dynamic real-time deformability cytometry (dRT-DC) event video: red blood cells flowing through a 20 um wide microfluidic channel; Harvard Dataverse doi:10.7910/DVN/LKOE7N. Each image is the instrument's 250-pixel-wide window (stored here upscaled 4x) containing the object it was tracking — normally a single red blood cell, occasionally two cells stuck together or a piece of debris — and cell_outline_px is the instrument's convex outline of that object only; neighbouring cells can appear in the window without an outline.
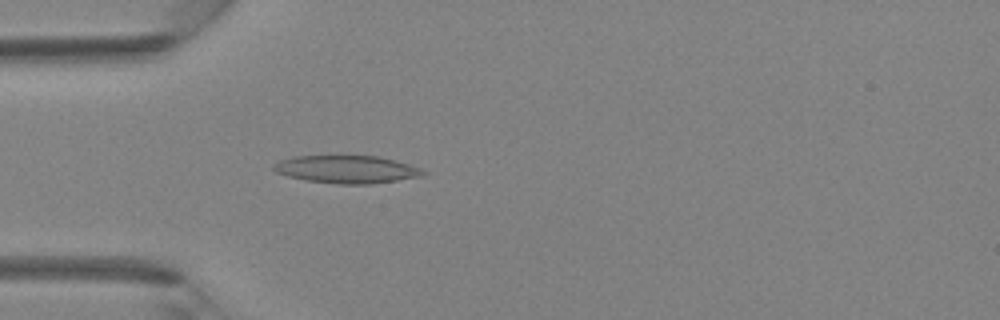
{"species": "Egyptian fruit bat (a non-hibernating species)", "species_latin": "Rousettus aegyptiacus", "temperature_condition": "room temperature", "stored_images_in_passage": 29, "camera_frame_rate_fps": 3000, "um_per_image_px": 0.085, "animal": {"sex": "female"}, "frame": {"image": 1, "passage_image": 3, "time_ms": 0.667, "image_size_px": [1000, 320], "cell_outline_px": [[428, 172], [420, 176], [372, 184], [340, 184], [308, 180], [288, 176], [276, 172], [272, 168], [272, 164], [280, 160], [292, 156], [380, 156], [408, 164], [420, 168]], "centroid_in_image_um": [29.45, 14.39], "position_along_channel_um": 55.6, "area_um2": 23.99}}
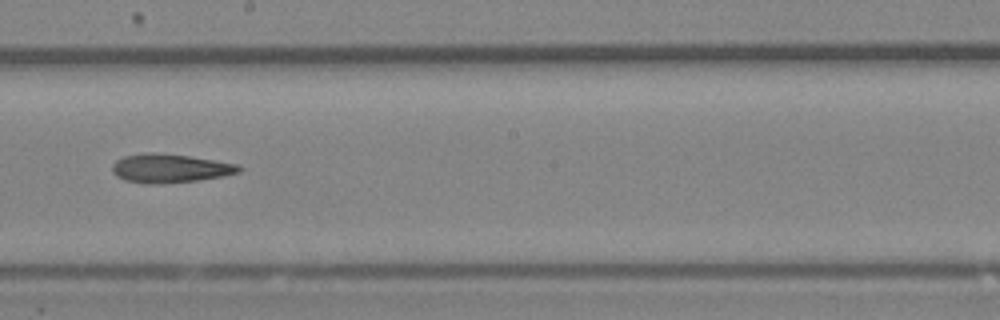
{"frame": {"image": 2, "passage_image": 14, "time_ms": 4.333, "image_size_px": [1000, 320], "cell_outline_px": [[244, 168], [240, 172], [224, 176], [196, 180], [156, 184], [148, 184], [124, 180], [116, 176], [112, 172], [112, 164], [116, 160], [124, 156], [144, 152], [156, 152], [188, 156], [240, 164]], "centroid_in_image_um": [14.45, 14.3], "position_along_channel_um": 233.8, "area_um2": 21.39}}
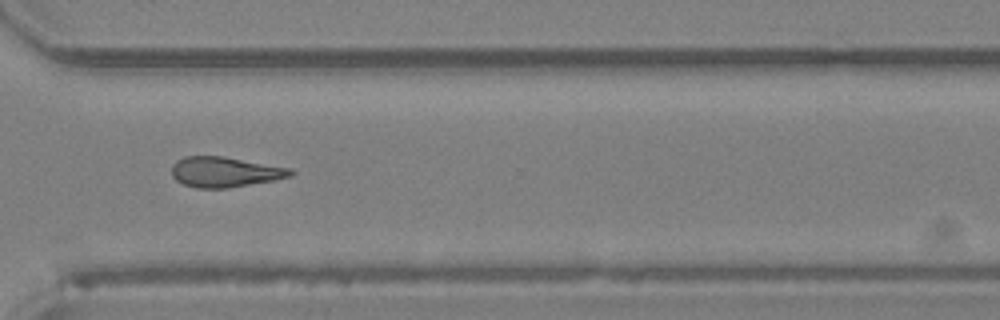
{"frame": {"image": 3, "passage_image": 21, "time_ms": 6.667, "image_size_px": [1000, 320], "cell_outline_px": [[296, 172], [292, 176], [276, 180], [228, 188], [196, 188], [184, 184], [176, 180], [172, 176], [172, 164], [176, 160], [184, 156], [224, 156], [292, 168]], "centroid_in_image_um": [19.15, 14.61], "position_along_channel_um": 351.5, "area_um2": 21.27}}